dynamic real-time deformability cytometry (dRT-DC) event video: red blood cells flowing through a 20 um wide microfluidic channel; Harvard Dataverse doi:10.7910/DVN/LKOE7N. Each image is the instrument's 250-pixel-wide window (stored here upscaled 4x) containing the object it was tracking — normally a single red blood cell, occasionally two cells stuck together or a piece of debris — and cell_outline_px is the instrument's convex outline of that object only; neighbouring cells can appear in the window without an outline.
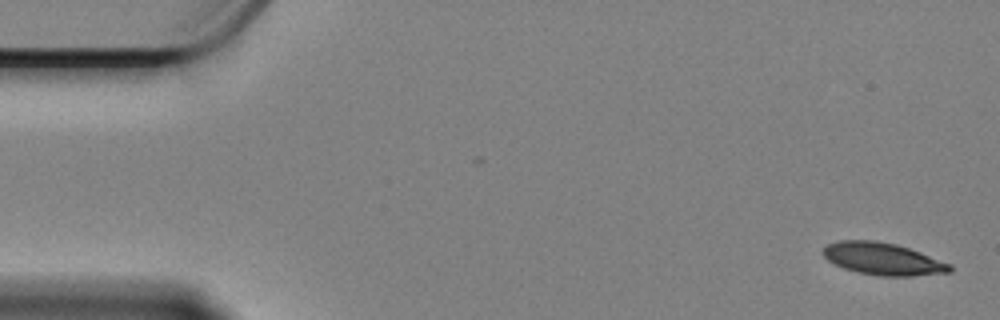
{"species": "Egyptian fruit bat (a non-hibernating species)", "species_latin": "Rousettus aegyptiacus", "temperature_condition": "cold", "stored_images_in_passage": 58, "camera_frame_rate_fps": 3000, "um_per_image_px": 0.085, "animal": {"sex": "female"}, "frame": {"image": 1, "passage_image": 1, "time_ms": 0.0, "image_size_px": [1000, 320], "cell_outline_px": [[952, 272], [912, 276], [880, 276], [860, 272], [844, 268], [828, 260], [824, 256], [824, 248], [828, 244], [840, 240], [872, 240], [896, 244], [920, 252], [952, 264]], "centroid_in_image_um": [75.09, 22.0], "position_along_channel_um": 9.9, "area_um2": 23.58}}
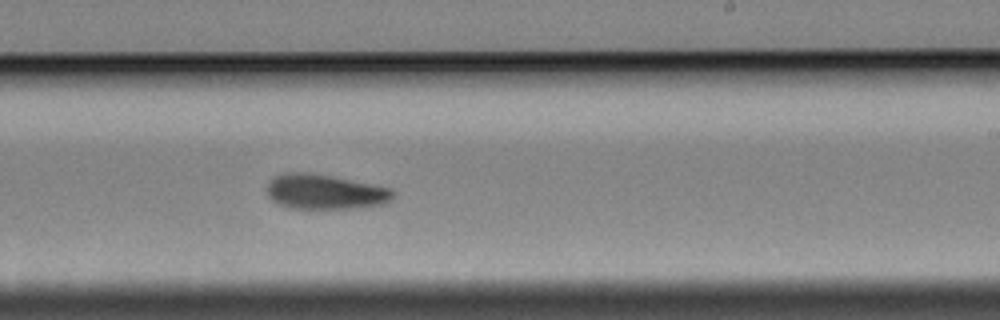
{"frame": {"image": 2, "passage_image": 34, "time_ms": 11.0, "image_size_px": [1000, 320], "cell_outline_px": [[396, 196], [392, 200], [384, 204], [360, 208], [288, 208], [272, 200], [268, 196], [268, 184], [276, 176], [284, 172], [308, 172], [332, 176], [392, 188], [396, 192]], "centroid_in_image_um": [27.69, 16.3], "position_along_channel_um": 261.3, "area_um2": 25.78}}
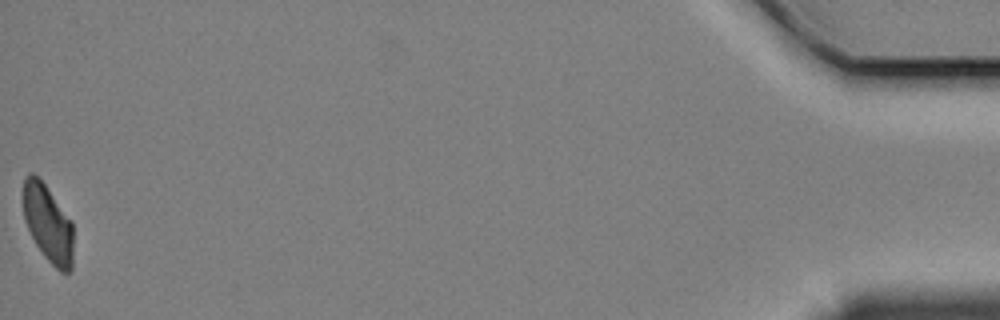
{"frame": {"image": 3, "passage_image": 58, "time_ms": 19.0, "image_size_px": [1000, 320], "cell_outline_px": [[72, 268], [68, 272], [60, 272], [44, 256], [36, 244], [24, 220], [24, 176], [28, 172], [32, 172], [44, 184], [72, 220]], "centroid_in_image_um": [4.08, 19.0], "position_along_channel_um": 431.1, "area_um2": 22.31}, "authors_computed_cell_mechanics": {"area_um2": 25.3453, "velocity_mm_per_s": 3.3479, "shape_relaxation_time_tau1_ms": 4.6642, "shape_relaxation_time_tau2_ms": null, "deformation_change_tau1": 0.1386, "deformation_change_tau2": null}}